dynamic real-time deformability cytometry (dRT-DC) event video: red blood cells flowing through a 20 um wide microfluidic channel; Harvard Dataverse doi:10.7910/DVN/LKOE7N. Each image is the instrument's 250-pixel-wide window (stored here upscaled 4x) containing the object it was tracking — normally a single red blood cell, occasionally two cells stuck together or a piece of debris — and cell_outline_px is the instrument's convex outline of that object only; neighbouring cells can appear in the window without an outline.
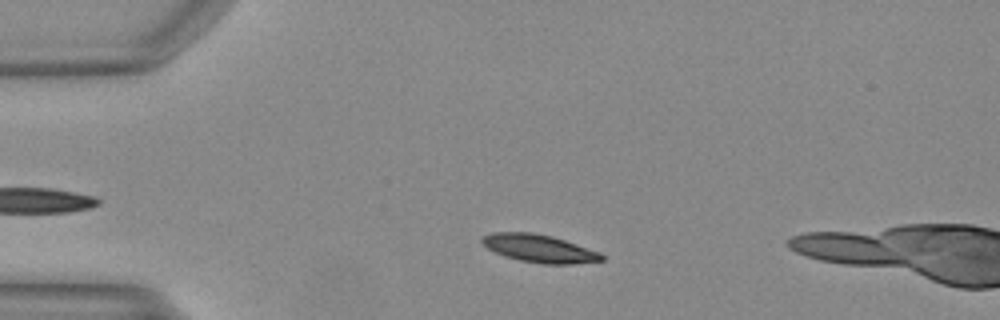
{"species": "Egyptian fruit bat (a non-hibernating species)", "species_latin": "Rousettus aegyptiacus", "temperature_condition": "warm", "stored_images_in_passage": 10, "camera_frame_rate_fps": 3000, "um_per_image_px": 0.085, "animal": {"sex": "female"}, "frame": {"image": 1, "passage_image": 7, "time_ms": 2.0, "image_size_px": [1000, 320], "cell_outline_px": [[604, 260], [572, 264], [544, 264], [520, 260], [504, 256], [480, 244], [480, 240], [484, 236], [492, 232], [532, 232], [552, 236], [600, 252], [604, 256]], "centroid_in_image_um": [45.82, 21.11], "position_along_channel_um": 39.2, "area_um2": 19.36}}